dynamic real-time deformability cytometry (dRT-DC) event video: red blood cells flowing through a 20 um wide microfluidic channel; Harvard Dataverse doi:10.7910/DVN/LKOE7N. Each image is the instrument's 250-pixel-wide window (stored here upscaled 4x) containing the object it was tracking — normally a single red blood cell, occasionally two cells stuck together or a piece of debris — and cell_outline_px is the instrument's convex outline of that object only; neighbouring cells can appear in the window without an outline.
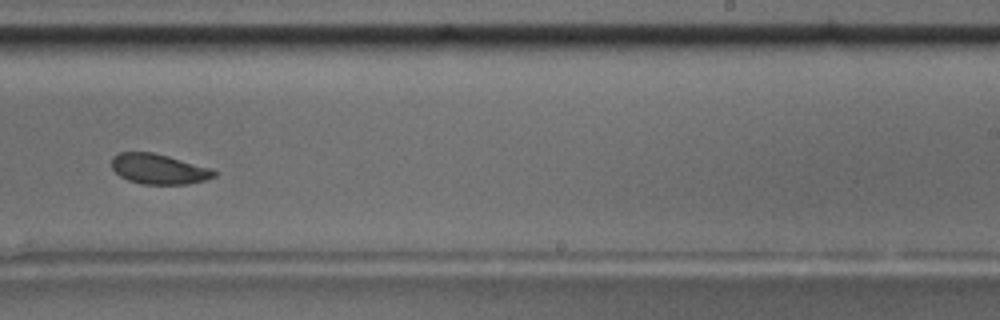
{"species": "common noctule bat (a hibernating species)", "species_latin": "Nyctalus noctula", "temperature_condition": "room temperature", "stored_images_in_passage": 50, "camera_frame_rate_fps": 3000, "um_per_image_px": 0.085, "animal": {"sex": "male", "body_mass_g": 17.5, "forearm_length_mm": 52.3}, "frame": {"image": 1, "passage_image": 29, "time_ms": 9.333, "image_size_px": [1000, 320], "cell_outline_px": [[216, 176], [204, 180], [188, 184], [140, 184], [128, 180], [120, 176], [112, 168], [112, 156], [120, 152], [152, 152], [168, 156], [212, 168], [216, 172]], "centroid_in_image_um": [13.49, 14.36], "position_along_channel_um": 275.5, "area_um2": 18.03}, "authors_computed_cell_mechanics": {"area_um2": 19.363, "velocity_mm_per_s": 3.6825, "shape_relaxation_time_tau1_ms": 4.9266, "shape_relaxation_time_tau2_ms": 3.9823, "deformation_change_tau1": 0.0934, "deformation_change_tau2": 0.058}}